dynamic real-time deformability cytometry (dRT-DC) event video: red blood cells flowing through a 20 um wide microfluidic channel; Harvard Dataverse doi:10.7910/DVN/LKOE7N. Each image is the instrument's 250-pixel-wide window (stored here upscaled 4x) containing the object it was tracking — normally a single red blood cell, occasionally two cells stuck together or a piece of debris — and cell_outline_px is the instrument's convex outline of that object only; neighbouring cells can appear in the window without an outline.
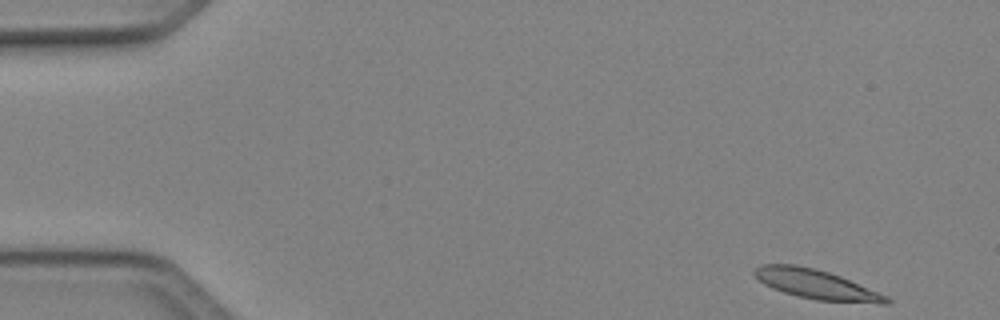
{"species": "Egyptian fruit bat (a non-hibernating species)", "species_latin": "Rousettus aegyptiacus", "temperature_condition": "cold", "stored_images_in_passage": 47, "camera_frame_rate_fps": 3000, "um_per_image_px": 0.085, "animal": {"sex": "female"}, "frame": {"image": 1, "passage_image": 1, "time_ms": 0.0, "image_size_px": [1000, 320], "cell_outline_px": [[892, 300], [888, 304], [880, 304], [816, 300], [796, 296], [772, 288], [764, 284], [752, 272], [760, 264], [796, 264], [816, 268], [840, 276], [888, 296]], "centroid_in_image_um": [69.4, 24.17], "position_along_channel_um": 15.6, "area_um2": 22.72}}
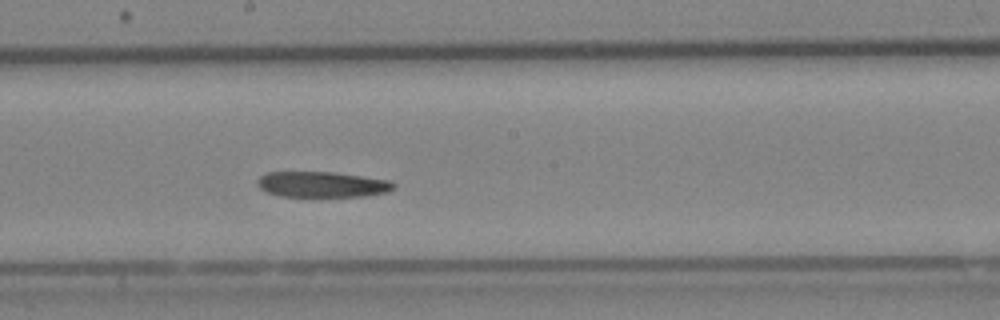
{"frame": {"image": 2, "passage_image": 25, "time_ms": 8.0, "image_size_px": [1000, 320], "cell_outline_px": [[396, 188], [388, 192], [364, 196], [280, 196], [268, 192], [260, 188], [256, 184], [256, 180], [260, 176], [268, 172], [336, 172], [392, 180], [396, 184]], "centroid_in_image_um": [27.43, 15.67], "position_along_channel_um": 220.8, "area_um2": 20.58}}
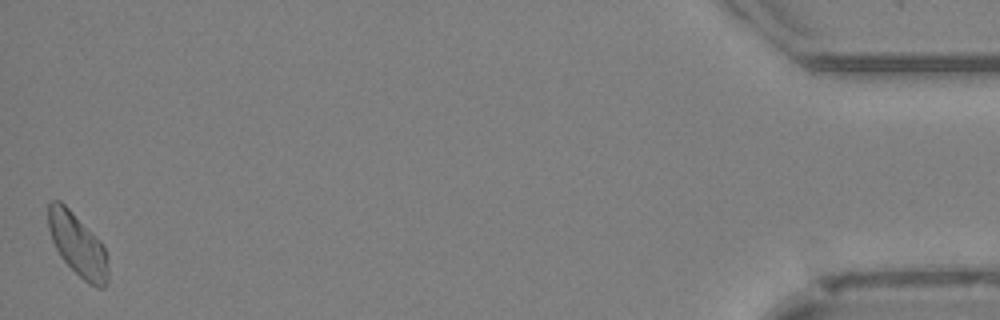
{"frame": {"image": 3, "passage_image": 47, "time_ms": 15.333, "image_size_px": [1000, 320], "cell_outline_px": [[108, 280], [104, 288], [96, 288], [88, 284], [60, 256], [52, 240], [48, 228], [48, 204], [52, 200], [60, 200], [100, 240], [104, 248], [108, 264]], "centroid_in_image_um": [6.61, 20.82], "position_along_channel_um": 428.6, "area_um2": 21.68}}